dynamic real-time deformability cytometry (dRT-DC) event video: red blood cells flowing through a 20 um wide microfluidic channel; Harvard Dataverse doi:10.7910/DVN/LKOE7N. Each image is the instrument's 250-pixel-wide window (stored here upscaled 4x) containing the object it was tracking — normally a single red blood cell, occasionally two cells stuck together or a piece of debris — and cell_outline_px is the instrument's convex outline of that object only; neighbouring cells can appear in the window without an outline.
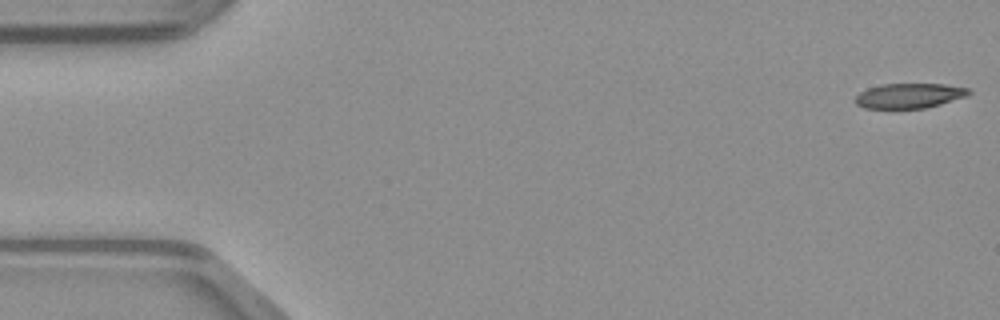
{"species": "common noctule bat (a hibernating species)", "species_latin": "Nyctalus noctula", "temperature_condition": "warm", "stored_images_in_passage": 48, "camera_frame_rate_fps": 3000, "um_per_image_px": 0.085, "animal": {"sex": "male", "body_mass_g": 23.1, "forearm_length_mm": 52.7}, "frame": {"image": 1, "passage_image": 1, "time_ms": 0.0, "image_size_px": [1000, 320], "cell_outline_px": [[972, 92], [968, 96], [940, 104], [924, 108], [864, 108], [856, 104], [856, 96], [860, 92], [868, 88], [880, 84], [944, 84], [968, 88]], "centroid_in_image_um": [77.31, 8.13], "position_along_channel_um": 7.7, "area_um2": 16.42}}
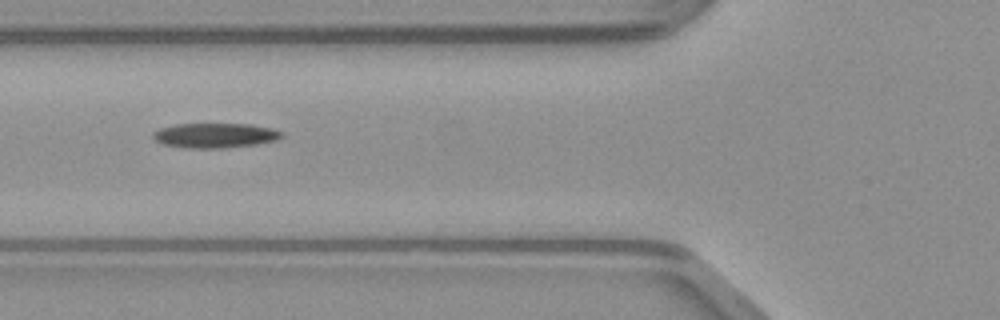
{"frame": {"image": 2, "passage_image": 18, "time_ms": 5.667, "image_size_px": [1000, 320], "cell_outline_px": [[284, 136], [276, 140], [256, 144], [224, 148], [180, 148], [164, 144], [156, 140], [152, 136], [152, 132], [160, 128], [176, 124], [248, 124], [272, 128], [284, 132]], "centroid_in_image_um": [18.28, 11.51], "position_along_channel_um": 107.5, "area_um2": 18.67}}
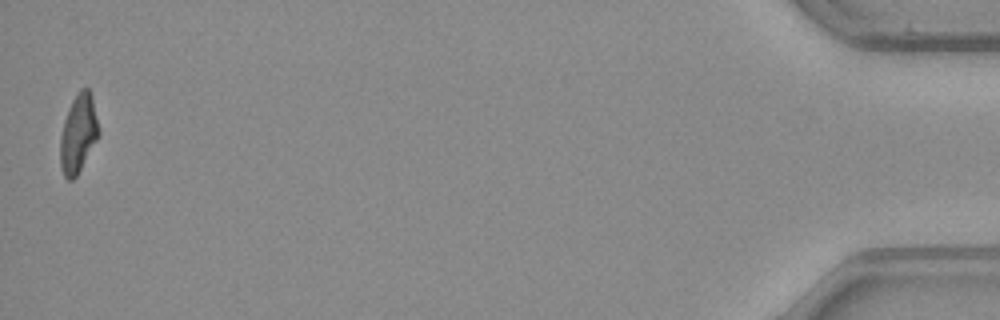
{"frame": {"image": 3, "passage_image": 48, "time_ms": 15.667, "image_size_px": [1000, 320], "cell_outline_px": [[100, 132], [96, 140], [76, 176], [72, 180], [68, 180], [64, 176], [60, 168], [60, 136], [64, 120], [68, 108], [76, 92], [80, 88], [88, 88], [92, 96], [100, 128]], "centroid_in_image_um": [6.65, 11.32], "position_along_channel_um": 428.6, "area_um2": 17.63}}